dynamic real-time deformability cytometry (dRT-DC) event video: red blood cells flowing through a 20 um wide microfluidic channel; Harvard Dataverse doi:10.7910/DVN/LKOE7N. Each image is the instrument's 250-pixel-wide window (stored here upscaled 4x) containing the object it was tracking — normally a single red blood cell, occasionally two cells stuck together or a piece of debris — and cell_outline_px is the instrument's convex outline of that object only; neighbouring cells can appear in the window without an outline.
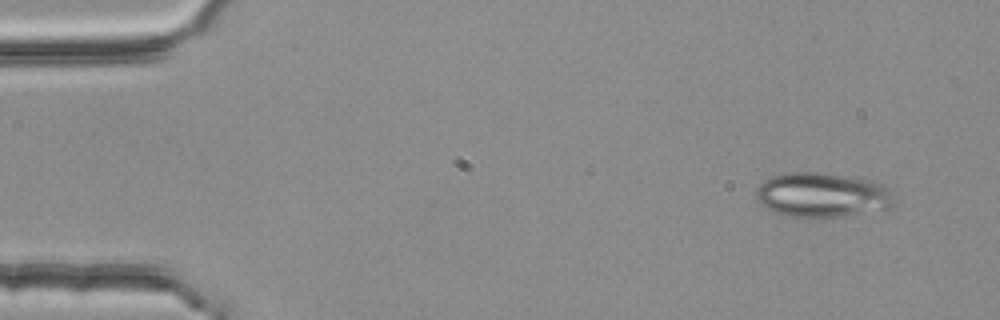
{"species": "common noctule bat (a hibernating species)", "species_latin": "Nyctalus noctula", "temperature_condition": "room temperature", "stored_images_in_passage": 3, "camera_frame_rate_fps": 3000, "um_per_image_px": 0.085, "animal": {"sex": "female", "body_mass_g": 25.1}, "frame": {"image": 1, "passage_image": 1, "time_ms": 0.0, "image_size_px": [1000, 320], "cell_outline_px": [[896, 204], [892, 208], [824, 220], [812, 220], [784, 216], [760, 204], [756, 200], [756, 188], [764, 180], [780, 172], [820, 172], [872, 180], [884, 184], [896, 192]], "centroid_in_image_um": [69.95, 16.61], "position_along_channel_um": 15.0, "area_um2": 37.63}}